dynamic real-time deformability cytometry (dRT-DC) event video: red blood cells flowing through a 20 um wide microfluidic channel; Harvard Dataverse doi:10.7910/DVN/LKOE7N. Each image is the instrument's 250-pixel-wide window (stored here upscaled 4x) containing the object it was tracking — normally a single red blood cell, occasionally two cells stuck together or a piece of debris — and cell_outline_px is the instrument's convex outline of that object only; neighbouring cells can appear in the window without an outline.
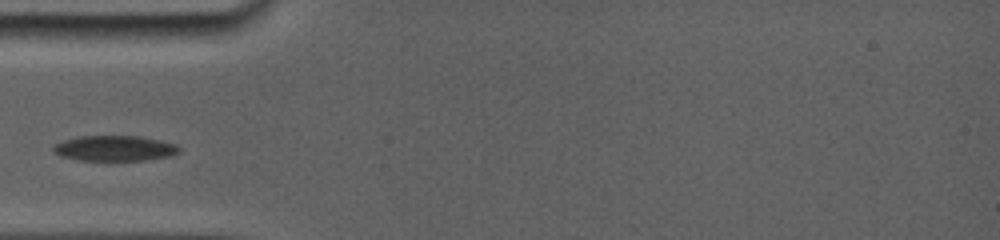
{"species": "common noctule bat (a hibernating species)", "species_latin": "Nyctalus noctula", "temperature_condition": "room temperature", "stored_images_in_passage": 2, "camera_frame_rate_fps": 5000, "um_per_image_px": 0.085, "animal": {"sex": "female", "body_mass_g": 19.0, "forearm_length_mm": 56.7}, "frame": {"image": 1, "passage_image": 2, "time_ms": 1.0, "image_size_px": [1000, 240], "cell_outline_px": [[180, 152], [168, 156], [144, 160], [80, 160], [60, 156], [52, 148], [56, 144], [68, 140], [84, 136], [136, 136], [156, 140], [172, 144], [180, 148]], "centroid_in_image_um": [9.74, 12.61], "position_along_channel_um": 75.3, "area_um2": 17.98}}